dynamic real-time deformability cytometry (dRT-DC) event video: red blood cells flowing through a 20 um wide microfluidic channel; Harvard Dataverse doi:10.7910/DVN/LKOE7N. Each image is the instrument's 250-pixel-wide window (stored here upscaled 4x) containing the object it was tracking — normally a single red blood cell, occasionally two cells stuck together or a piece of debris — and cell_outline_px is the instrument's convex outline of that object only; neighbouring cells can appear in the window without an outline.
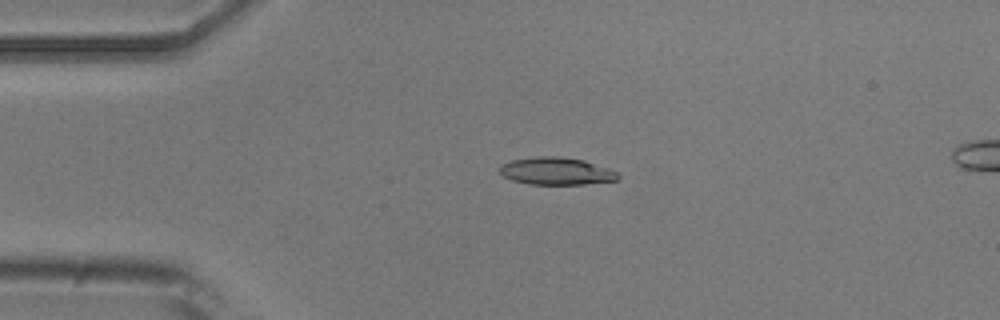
{"species": "common noctule bat (a hibernating species)", "species_latin": "Nyctalus noctula", "temperature_condition": "room temperature", "stored_images_in_passage": 5, "camera_frame_rate_fps": 3000, "um_per_image_px": 0.085, "animal": {"sex": "male", "body_mass_g": 20.5, "forearm_length_mm": 52.5}, "frame": {"image": 1, "passage_image": 3, "time_ms": 2.333, "image_size_px": [1000, 320], "cell_outline_px": [[620, 180], [584, 184], [528, 184], [512, 180], [504, 176], [500, 172], [500, 164], [512, 160], [536, 156], [560, 156], [584, 160], [608, 168], [616, 172], [620, 176]], "centroid_in_image_um": [47.29, 14.54], "position_along_channel_um": 37.7, "area_um2": 18.96}}
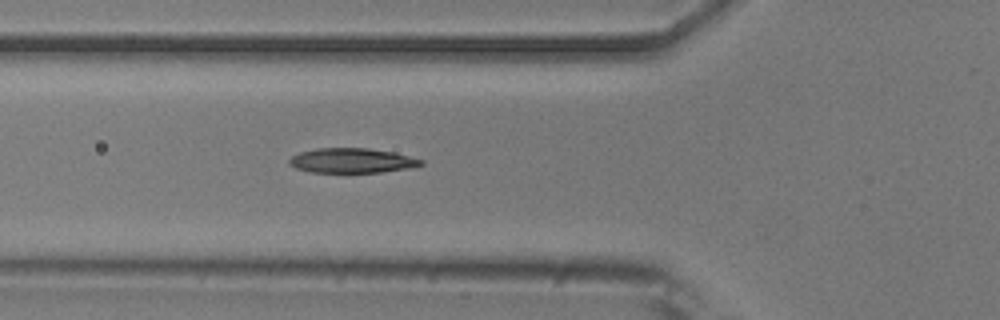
{"frame": {"image": 2, "passage_image": 5, "time_ms": 4.667, "image_size_px": [1000, 320], "cell_outline_px": [[424, 164], [408, 168], [380, 172], [312, 172], [296, 168], [288, 164], [288, 160], [292, 156], [300, 152], [316, 148], [368, 148], [392, 152], [424, 160]], "centroid_in_image_um": [29.88, 13.64], "position_along_channel_um": 95.9, "area_um2": 18.84}}